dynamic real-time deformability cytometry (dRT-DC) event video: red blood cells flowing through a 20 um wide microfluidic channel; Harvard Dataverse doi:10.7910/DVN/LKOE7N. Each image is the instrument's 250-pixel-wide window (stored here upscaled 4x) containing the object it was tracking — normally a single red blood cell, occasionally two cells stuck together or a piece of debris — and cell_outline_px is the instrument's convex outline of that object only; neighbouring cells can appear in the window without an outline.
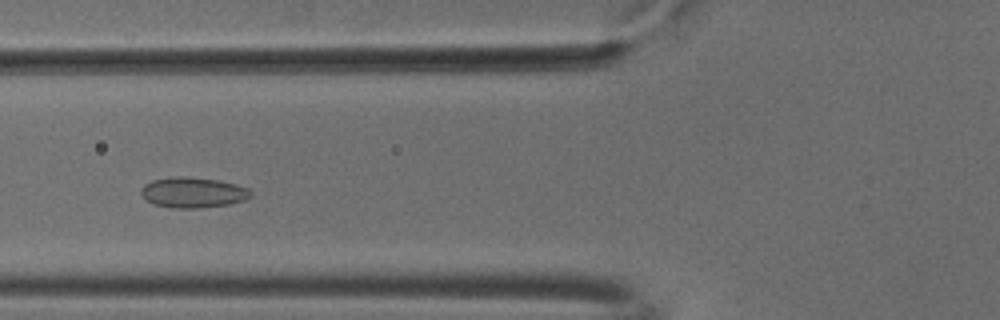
{"species": "common noctule bat (a hibernating species)", "species_latin": "Nyctalus noctula", "temperature_condition": "cold", "stored_images_in_passage": 50, "camera_frame_rate_fps": 3000, "um_per_image_px": 0.085, "animal": {"sex": "male", "body_mass_g": 18.8}, "frame": {"image": 1, "passage_image": 17, "time_ms": 5.333, "image_size_px": [1000, 320], "cell_outline_px": [[252, 196], [244, 200], [228, 204], [200, 208], [172, 208], [152, 204], [140, 192], [140, 188], [144, 184], [152, 180], [176, 176], [184, 176], [216, 180], [236, 184], [248, 188], [252, 192]], "centroid_in_image_um": [16.39, 16.36], "position_along_channel_um": 109.4, "area_um2": 19.48}}
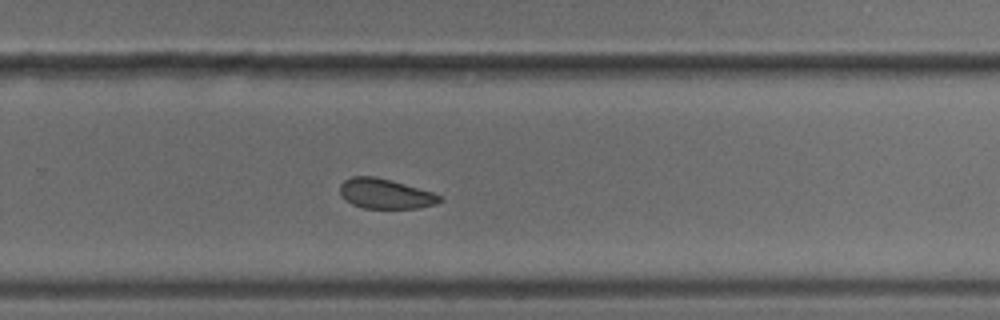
{"frame": {"image": 2, "passage_image": 32, "time_ms": 10.333, "image_size_px": [1000, 320], "cell_outline_px": [[444, 200], [436, 204], [420, 208], [364, 208], [352, 204], [344, 200], [340, 192], [340, 184], [344, 180], [352, 176], [376, 176], [392, 180], [432, 192], [440, 196]], "centroid_in_image_um": [32.74, 16.46], "position_along_channel_um": 297.1, "area_um2": 17.51}}
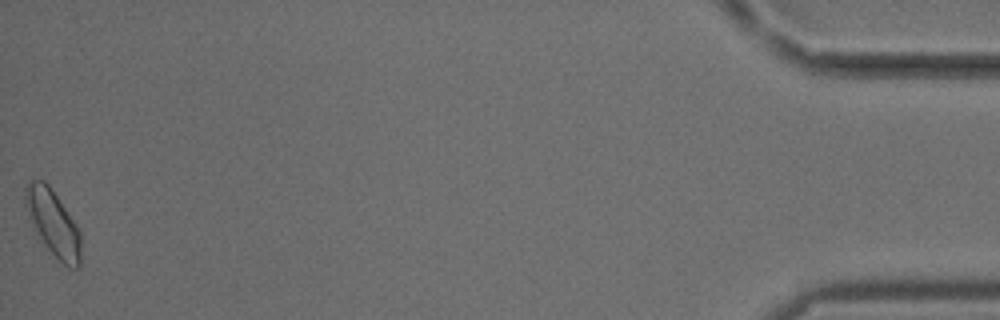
{"frame": {"image": 3, "passage_image": 50, "time_ms": 16.333, "image_size_px": [1000, 320], "cell_outline_px": [[80, 268], [68, 268], [44, 244], [36, 232], [28, 216], [24, 204], [24, 188], [28, 180], [44, 180], [48, 184], [76, 224], [80, 232]], "centroid_in_image_um": [4.49, 18.93], "position_along_channel_um": 430.7, "area_um2": 21.15}, "authors_computed_cell_mechanics": {"area_um2": 18.8717, "velocity_mm_per_s": 3.7505, "shape_relaxation_time_tau1_ms": null, "shape_relaxation_time_tau2_ms": 3.2327, "deformation_change_tau1": null, "deformation_change_tau2": 0.0736}}